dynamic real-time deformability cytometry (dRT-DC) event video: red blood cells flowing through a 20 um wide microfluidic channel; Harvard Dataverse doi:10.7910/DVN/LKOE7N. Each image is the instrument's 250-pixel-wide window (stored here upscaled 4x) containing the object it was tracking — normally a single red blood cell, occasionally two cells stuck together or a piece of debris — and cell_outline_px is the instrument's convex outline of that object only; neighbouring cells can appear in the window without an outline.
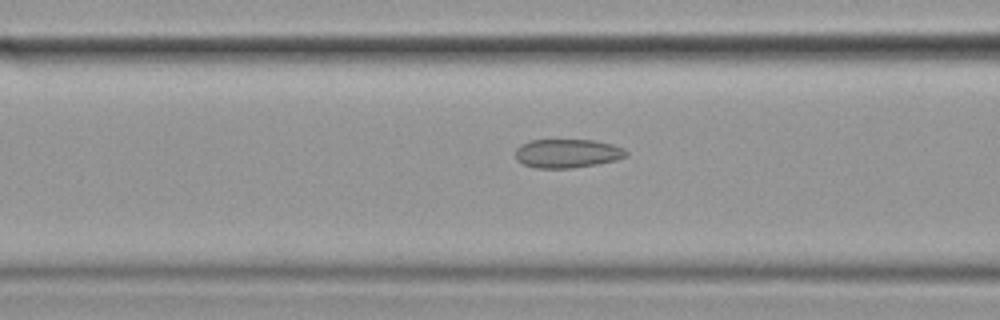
{"species": "common noctule bat (a hibernating species)", "species_latin": "Nyctalus noctula", "temperature_condition": "cold", "stored_images_in_passage": 13, "camera_frame_rate_fps": 3000, "um_per_image_px": 0.085, "animal": {"sex": "female", "body_mass_g": 19.9}, "frame": {"image": 1, "passage_image": 11, "time_ms": 3.333, "image_size_px": [1000, 320], "cell_outline_px": [[628, 156], [616, 160], [596, 164], [572, 168], [536, 168], [524, 164], [516, 160], [516, 148], [520, 144], [532, 140], [592, 140], [612, 144], [624, 148], [628, 152]], "centroid_in_image_um": [48.23, 13.04], "position_along_channel_um": 118.4, "area_um2": 18.61}}